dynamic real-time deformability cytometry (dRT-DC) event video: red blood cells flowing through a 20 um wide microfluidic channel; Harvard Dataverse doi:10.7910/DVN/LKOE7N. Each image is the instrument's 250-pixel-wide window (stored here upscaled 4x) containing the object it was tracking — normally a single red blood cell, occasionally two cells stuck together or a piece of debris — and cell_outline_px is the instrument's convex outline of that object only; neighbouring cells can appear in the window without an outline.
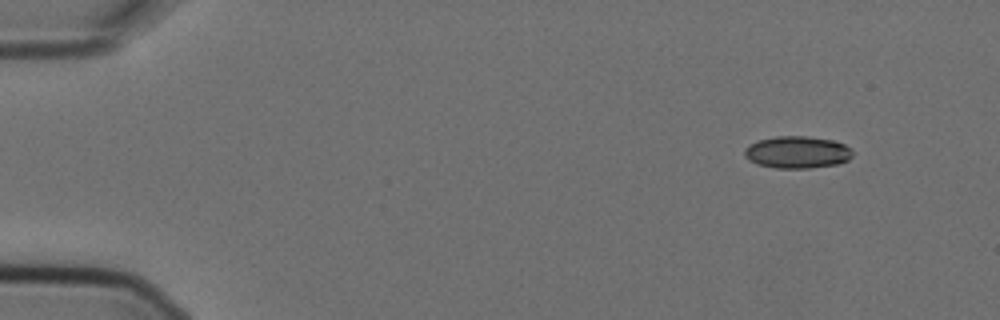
{"species": "Egyptian fruit bat (a non-hibernating species)", "species_latin": "Rousettus aegyptiacus", "temperature_condition": "cold", "stored_images_in_passage": 5, "camera_frame_rate_fps": 3000, "um_per_image_px": 0.085, "animal": {"sex": "female"}, "frame": {"image": 1, "passage_image": 1, "time_ms": 0.0, "image_size_px": [1000, 320], "cell_outline_px": [[852, 156], [848, 160], [840, 164], [808, 168], [776, 168], [756, 164], [748, 160], [744, 156], [744, 148], [760, 140], [776, 136], [808, 136], [832, 140], [844, 144], [852, 148]], "centroid_in_image_um": [67.78, 12.95], "position_along_channel_um": 17.2, "area_um2": 20.35}}
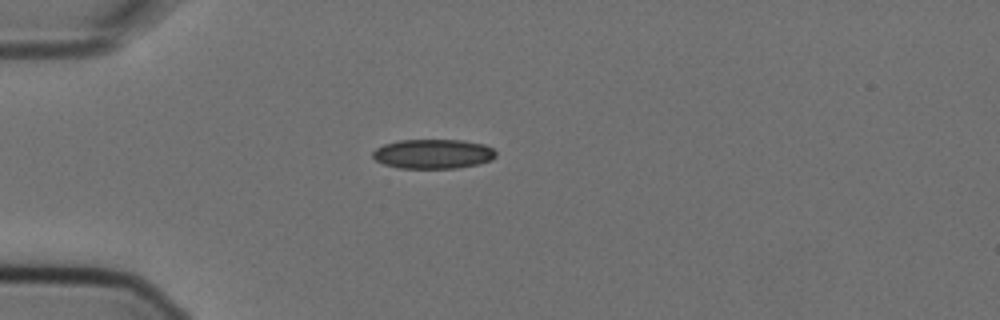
{"frame": {"image": 2, "passage_image": 4, "time_ms": 1.0, "image_size_px": [1000, 320], "cell_outline_px": [[496, 156], [492, 160], [480, 164], [456, 168], [400, 168], [384, 164], [376, 160], [372, 156], [372, 152], [376, 148], [384, 144], [400, 140], [464, 140], [484, 144], [492, 148], [496, 152]], "centroid_in_image_um": [36.84, 13.08], "position_along_channel_um": 48.2, "area_um2": 21.27}}
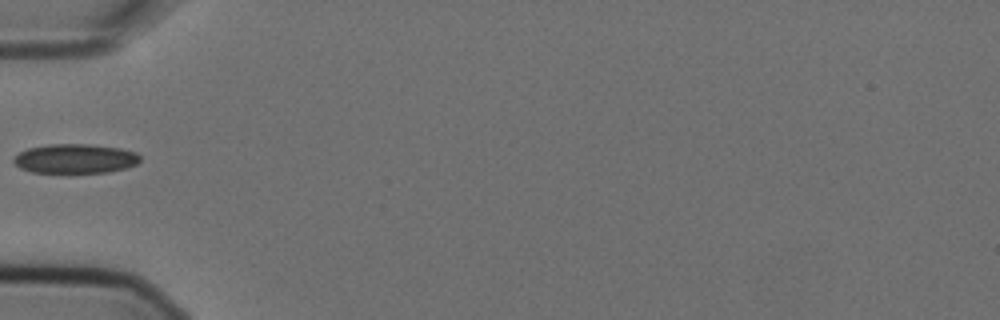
{"frame": {"image": 3, "passage_image": 5, "time_ms": 1.333, "image_size_px": [1000, 320], "cell_outline_px": [[140, 160], [136, 164], [124, 168], [108, 172], [32, 172], [20, 168], [12, 160], [20, 152], [28, 148], [48, 144], [88, 144], [120, 148], [136, 152], [140, 156]], "centroid_in_image_um": [6.39, 13.47], "position_along_channel_um": 78.6, "area_um2": 21.44}}